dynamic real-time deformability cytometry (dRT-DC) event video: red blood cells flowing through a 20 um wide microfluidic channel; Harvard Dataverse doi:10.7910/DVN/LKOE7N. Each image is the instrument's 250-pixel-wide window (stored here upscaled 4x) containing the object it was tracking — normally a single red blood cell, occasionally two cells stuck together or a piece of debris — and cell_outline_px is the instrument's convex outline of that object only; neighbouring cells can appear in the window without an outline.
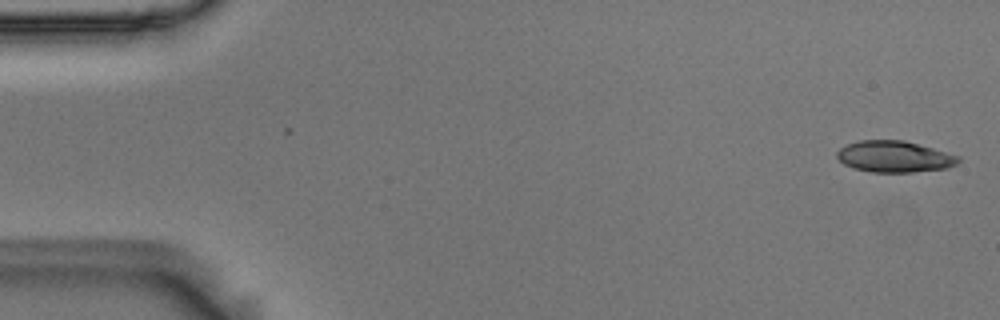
{"species": "Egyptian fruit bat (a non-hibernating species)", "species_latin": "Rousettus aegyptiacus", "temperature_condition": "room temperature", "stored_images_in_passage": 5, "camera_frame_rate_fps": 3000, "um_per_image_px": 0.085, "animal": {"sex": "male"}, "frame": {"image": 1, "passage_image": 1, "time_ms": 0.0, "image_size_px": [1000, 320], "cell_outline_px": [[960, 160], [956, 164], [948, 168], [912, 172], [872, 172], [852, 168], [844, 164], [836, 156], [836, 152], [840, 148], [848, 144], [860, 140], [904, 140], [960, 156]], "centroid_in_image_um": [76.01, 13.31], "position_along_channel_um": 9.0, "area_um2": 22.14}}